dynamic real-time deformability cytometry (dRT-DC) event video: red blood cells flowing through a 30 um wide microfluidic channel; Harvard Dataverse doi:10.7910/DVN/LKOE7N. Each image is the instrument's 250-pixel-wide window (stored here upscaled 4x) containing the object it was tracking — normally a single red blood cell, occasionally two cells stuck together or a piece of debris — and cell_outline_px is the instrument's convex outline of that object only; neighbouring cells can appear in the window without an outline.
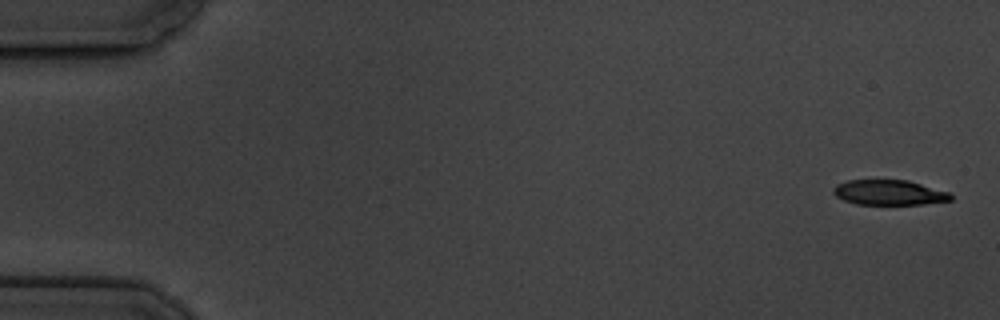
{"species": "common noctule bat (a hibernating species)", "species_latin": "Nyctalus noctula", "temperature_condition": "cold", "stored_images_in_passage": 8, "camera_frame_rate_fps": 3000, "um_per_image_px": 0.085, "animal": {"sex": "male", "body_mass_g": 19.5, "forearm_length_mm": 54.6}, "frame": {"image": 1, "passage_image": 1, "time_ms": 0.0, "image_size_px": [1000, 320], "cell_outline_px": [[952, 200], [924, 204], [856, 204], [844, 200], [836, 196], [832, 192], [832, 188], [836, 184], [848, 180], [908, 180], [952, 192]], "centroid_in_image_um": [75.6, 16.36], "position_along_channel_um": 9.4, "area_um2": 17.34}}
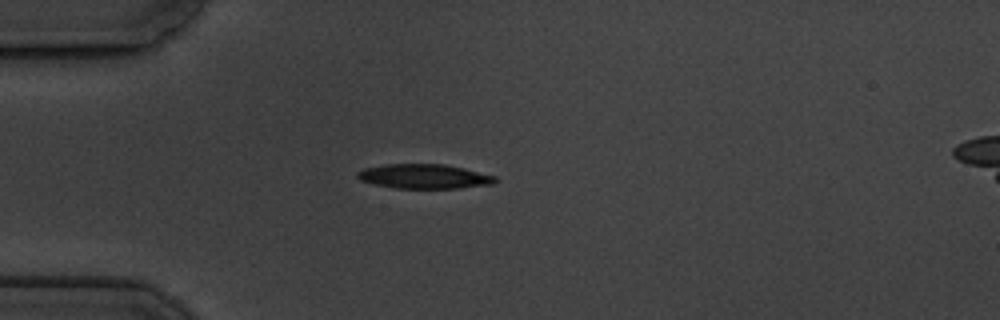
{"frame": {"image": 2, "passage_image": 5, "time_ms": 4.667, "image_size_px": [1000, 320], "cell_outline_px": [[500, 180], [492, 184], [460, 188], [396, 188], [376, 184], [360, 180], [356, 176], [356, 172], [364, 168], [384, 164], [444, 164], [464, 168], [496, 176]], "centroid_in_image_um": [36.08, 14.99], "position_along_channel_um": 48.9, "area_um2": 19.71}}